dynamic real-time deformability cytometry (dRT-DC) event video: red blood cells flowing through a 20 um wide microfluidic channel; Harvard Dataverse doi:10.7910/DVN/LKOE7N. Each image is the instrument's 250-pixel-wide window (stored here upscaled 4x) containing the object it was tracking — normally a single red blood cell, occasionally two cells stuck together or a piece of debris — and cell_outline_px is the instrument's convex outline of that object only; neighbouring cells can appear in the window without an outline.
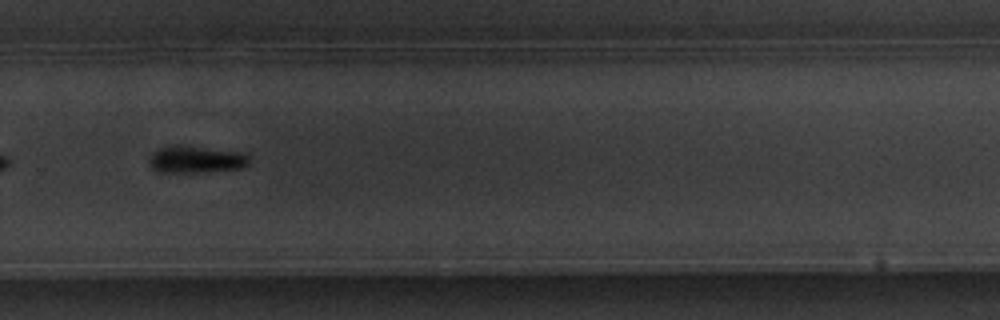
{"species": "common noctule bat (a hibernating species)", "species_latin": "Nyctalus noctula", "temperature_condition": "warm", "stored_images_in_passage": 40, "camera_frame_rate_fps": 3000, "um_per_image_px": 0.085, "animal": {"sex": "male", "body_mass_g": 20.1, "forearm_length_mm": 53.5}, "frame": {"image": 1, "passage_image": 23, "time_ms": 7.333, "image_size_px": [1000, 320], "cell_outline_px": [[248, 164], [244, 168], [208, 172], [160, 172], [152, 168], [148, 164], [148, 160], [152, 152], [160, 148], [176, 144], [180, 144], [244, 152], [248, 156]], "centroid_in_image_um": [16.66, 13.54], "position_along_channel_um": 313.1, "area_um2": 16.18}}
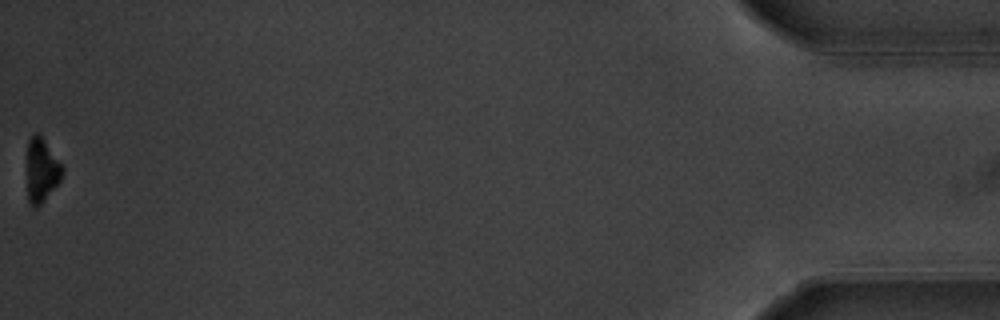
{"frame": {"image": 2, "passage_image": 40, "time_ms": 13.0, "image_size_px": [1000, 320], "cell_outline_px": [[64, 172], [60, 180], [44, 200], [36, 208], [28, 204], [28, 140], [36, 132], [40, 132], [64, 168]], "centroid_in_image_um": [3.55, 14.44], "position_along_channel_um": 431.6, "area_um2": 13.06}, "authors_computed_cell_mechanics": {"area_um2": 15.9817, "velocity_mm_per_s": 3.7282, "shape_relaxation_time_tau1_ms": 1.4829, "shape_relaxation_time_tau2_ms": null, "deformation_change_tau1": 0.1599, "deformation_change_tau2": null}}